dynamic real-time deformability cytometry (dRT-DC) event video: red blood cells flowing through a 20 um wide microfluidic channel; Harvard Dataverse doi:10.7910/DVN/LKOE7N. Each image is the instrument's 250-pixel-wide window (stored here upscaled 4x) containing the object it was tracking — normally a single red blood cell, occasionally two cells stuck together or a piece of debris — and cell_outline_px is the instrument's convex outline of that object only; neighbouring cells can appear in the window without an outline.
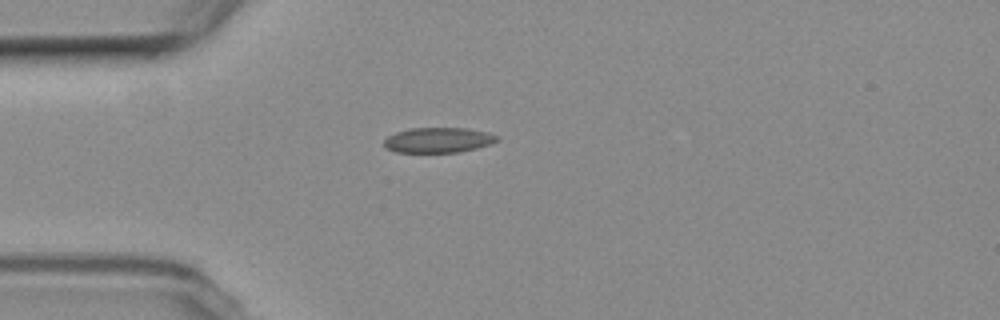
{"species": "common noctule bat (a hibernating species)", "species_latin": "Nyctalus noctula", "temperature_condition": "room temperature", "stored_images_in_passage": 3, "camera_frame_rate_fps": 3000, "um_per_image_px": 0.085, "animal": {"sex": "female", "body_mass_g": 19.3, "forearm_length_mm": 54.1}, "frame": {"image": 1, "passage_image": 1, "time_ms": 0.0, "image_size_px": [1000, 320], "cell_outline_px": [[500, 140], [492, 144], [460, 152], [396, 152], [388, 148], [384, 144], [384, 140], [388, 136], [396, 132], [412, 128], [468, 128], [488, 132], [500, 136]], "centroid_in_image_um": [37.33, 11.9], "position_along_channel_um": 47.7, "area_um2": 16.65}}
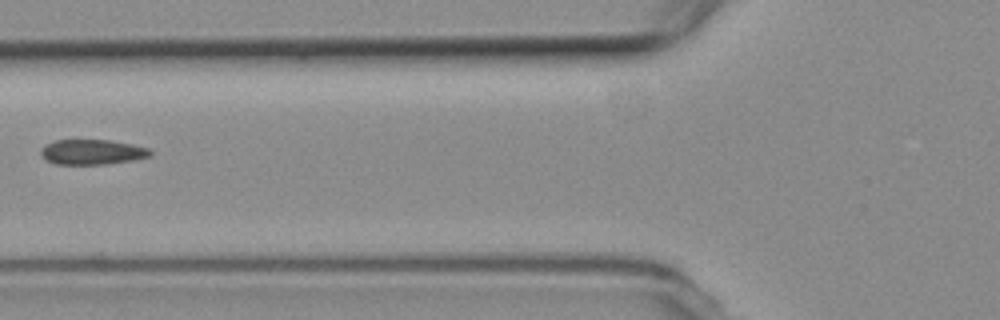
{"frame": {"image": 2, "passage_image": 3, "time_ms": 2.333, "image_size_px": [1000, 320], "cell_outline_px": [[152, 156], [136, 160], [108, 164], [56, 164], [44, 160], [40, 156], [40, 148], [44, 144], [56, 140], [108, 140], [132, 144], [148, 148], [152, 152]], "centroid_in_image_um": [7.81, 12.93], "position_along_channel_um": 118.0, "area_um2": 16.3}}